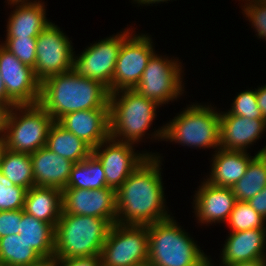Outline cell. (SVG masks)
<instances>
[{"instance_id": "cell-1", "label": "cell", "mask_w": 266, "mask_h": 266, "mask_svg": "<svg viewBox=\"0 0 266 266\" xmlns=\"http://www.w3.org/2000/svg\"><path fill=\"white\" fill-rule=\"evenodd\" d=\"M159 155L149 156L116 191V223L148 226L171 217L166 210Z\"/></svg>"}, {"instance_id": "cell-2", "label": "cell", "mask_w": 266, "mask_h": 266, "mask_svg": "<svg viewBox=\"0 0 266 266\" xmlns=\"http://www.w3.org/2000/svg\"><path fill=\"white\" fill-rule=\"evenodd\" d=\"M109 89L102 83L78 76L70 70L55 74L41 82L39 105L54 121L67 113L109 109Z\"/></svg>"}, {"instance_id": "cell-3", "label": "cell", "mask_w": 266, "mask_h": 266, "mask_svg": "<svg viewBox=\"0 0 266 266\" xmlns=\"http://www.w3.org/2000/svg\"><path fill=\"white\" fill-rule=\"evenodd\" d=\"M155 140L194 148H220V111L211 105H188L170 122L151 134Z\"/></svg>"}, {"instance_id": "cell-4", "label": "cell", "mask_w": 266, "mask_h": 266, "mask_svg": "<svg viewBox=\"0 0 266 266\" xmlns=\"http://www.w3.org/2000/svg\"><path fill=\"white\" fill-rule=\"evenodd\" d=\"M149 266H202L210 257L174 220L148 225Z\"/></svg>"}, {"instance_id": "cell-5", "label": "cell", "mask_w": 266, "mask_h": 266, "mask_svg": "<svg viewBox=\"0 0 266 266\" xmlns=\"http://www.w3.org/2000/svg\"><path fill=\"white\" fill-rule=\"evenodd\" d=\"M112 225L108 219L61 214L55 226L54 257L74 258L100 255Z\"/></svg>"}, {"instance_id": "cell-6", "label": "cell", "mask_w": 266, "mask_h": 266, "mask_svg": "<svg viewBox=\"0 0 266 266\" xmlns=\"http://www.w3.org/2000/svg\"><path fill=\"white\" fill-rule=\"evenodd\" d=\"M159 104L134 89L110 93V137L120 142L138 144L145 137L157 114Z\"/></svg>"}, {"instance_id": "cell-7", "label": "cell", "mask_w": 266, "mask_h": 266, "mask_svg": "<svg viewBox=\"0 0 266 266\" xmlns=\"http://www.w3.org/2000/svg\"><path fill=\"white\" fill-rule=\"evenodd\" d=\"M53 123L52 116L39 104L14 106L4 136L7 149L32 154L43 148Z\"/></svg>"}, {"instance_id": "cell-8", "label": "cell", "mask_w": 266, "mask_h": 266, "mask_svg": "<svg viewBox=\"0 0 266 266\" xmlns=\"http://www.w3.org/2000/svg\"><path fill=\"white\" fill-rule=\"evenodd\" d=\"M149 257L147 225L115 223L102 247V266H145Z\"/></svg>"}, {"instance_id": "cell-9", "label": "cell", "mask_w": 266, "mask_h": 266, "mask_svg": "<svg viewBox=\"0 0 266 266\" xmlns=\"http://www.w3.org/2000/svg\"><path fill=\"white\" fill-rule=\"evenodd\" d=\"M181 62L156 54L149 59L139 84L134 88L140 95L160 106L177 100L184 92ZM183 82V84H182Z\"/></svg>"}, {"instance_id": "cell-10", "label": "cell", "mask_w": 266, "mask_h": 266, "mask_svg": "<svg viewBox=\"0 0 266 266\" xmlns=\"http://www.w3.org/2000/svg\"><path fill=\"white\" fill-rule=\"evenodd\" d=\"M120 32L91 44L80 56L74 52L72 71L78 76L102 83L112 93V79L122 42L134 31L128 28Z\"/></svg>"}, {"instance_id": "cell-11", "label": "cell", "mask_w": 266, "mask_h": 266, "mask_svg": "<svg viewBox=\"0 0 266 266\" xmlns=\"http://www.w3.org/2000/svg\"><path fill=\"white\" fill-rule=\"evenodd\" d=\"M72 41L55 23L45 27L36 39V62L33 69L35 77L44 79L72 70Z\"/></svg>"}, {"instance_id": "cell-12", "label": "cell", "mask_w": 266, "mask_h": 266, "mask_svg": "<svg viewBox=\"0 0 266 266\" xmlns=\"http://www.w3.org/2000/svg\"><path fill=\"white\" fill-rule=\"evenodd\" d=\"M133 33L122 42L112 79V93L134 89L139 84L149 59L155 53L149 35Z\"/></svg>"}, {"instance_id": "cell-13", "label": "cell", "mask_w": 266, "mask_h": 266, "mask_svg": "<svg viewBox=\"0 0 266 266\" xmlns=\"http://www.w3.org/2000/svg\"><path fill=\"white\" fill-rule=\"evenodd\" d=\"M92 153L103 166L107 187L115 191L149 156H156V153L147 151L137 153L134 144L120 142L111 137L92 149Z\"/></svg>"}, {"instance_id": "cell-14", "label": "cell", "mask_w": 266, "mask_h": 266, "mask_svg": "<svg viewBox=\"0 0 266 266\" xmlns=\"http://www.w3.org/2000/svg\"><path fill=\"white\" fill-rule=\"evenodd\" d=\"M0 76L7 95L17 105H34L40 100L41 82L31 67L18 60L0 44Z\"/></svg>"}, {"instance_id": "cell-15", "label": "cell", "mask_w": 266, "mask_h": 266, "mask_svg": "<svg viewBox=\"0 0 266 266\" xmlns=\"http://www.w3.org/2000/svg\"><path fill=\"white\" fill-rule=\"evenodd\" d=\"M108 219L116 223V191L109 187L99 189H63L62 213Z\"/></svg>"}, {"instance_id": "cell-16", "label": "cell", "mask_w": 266, "mask_h": 266, "mask_svg": "<svg viewBox=\"0 0 266 266\" xmlns=\"http://www.w3.org/2000/svg\"><path fill=\"white\" fill-rule=\"evenodd\" d=\"M201 183L193 198L198 222L206 225L225 224L236 202L231 187L213 186L205 179Z\"/></svg>"}, {"instance_id": "cell-17", "label": "cell", "mask_w": 266, "mask_h": 266, "mask_svg": "<svg viewBox=\"0 0 266 266\" xmlns=\"http://www.w3.org/2000/svg\"><path fill=\"white\" fill-rule=\"evenodd\" d=\"M92 149L110 137L109 109H89L65 114L57 121Z\"/></svg>"}, {"instance_id": "cell-18", "label": "cell", "mask_w": 266, "mask_h": 266, "mask_svg": "<svg viewBox=\"0 0 266 266\" xmlns=\"http://www.w3.org/2000/svg\"><path fill=\"white\" fill-rule=\"evenodd\" d=\"M266 131L265 119H249L220 112V148L246 151Z\"/></svg>"}, {"instance_id": "cell-19", "label": "cell", "mask_w": 266, "mask_h": 266, "mask_svg": "<svg viewBox=\"0 0 266 266\" xmlns=\"http://www.w3.org/2000/svg\"><path fill=\"white\" fill-rule=\"evenodd\" d=\"M228 235L219 266L266 259V229L231 232Z\"/></svg>"}, {"instance_id": "cell-20", "label": "cell", "mask_w": 266, "mask_h": 266, "mask_svg": "<svg viewBox=\"0 0 266 266\" xmlns=\"http://www.w3.org/2000/svg\"><path fill=\"white\" fill-rule=\"evenodd\" d=\"M34 186L66 188L74 162L57 155L46 146L30 154Z\"/></svg>"}, {"instance_id": "cell-21", "label": "cell", "mask_w": 266, "mask_h": 266, "mask_svg": "<svg viewBox=\"0 0 266 266\" xmlns=\"http://www.w3.org/2000/svg\"><path fill=\"white\" fill-rule=\"evenodd\" d=\"M11 11L6 27V38L38 37L51 21L46 17L44 2L11 3ZM16 5V6H15Z\"/></svg>"}, {"instance_id": "cell-22", "label": "cell", "mask_w": 266, "mask_h": 266, "mask_svg": "<svg viewBox=\"0 0 266 266\" xmlns=\"http://www.w3.org/2000/svg\"><path fill=\"white\" fill-rule=\"evenodd\" d=\"M211 158V172L205 179L213 186L232 187L245 174L250 161L255 157L246 151L223 150L214 151Z\"/></svg>"}, {"instance_id": "cell-23", "label": "cell", "mask_w": 266, "mask_h": 266, "mask_svg": "<svg viewBox=\"0 0 266 266\" xmlns=\"http://www.w3.org/2000/svg\"><path fill=\"white\" fill-rule=\"evenodd\" d=\"M23 210L55 228L62 213V190L54 187H31L27 190Z\"/></svg>"}, {"instance_id": "cell-24", "label": "cell", "mask_w": 266, "mask_h": 266, "mask_svg": "<svg viewBox=\"0 0 266 266\" xmlns=\"http://www.w3.org/2000/svg\"><path fill=\"white\" fill-rule=\"evenodd\" d=\"M46 147L74 163L82 162L92 153V148L87 143L57 121H54L49 130Z\"/></svg>"}, {"instance_id": "cell-25", "label": "cell", "mask_w": 266, "mask_h": 266, "mask_svg": "<svg viewBox=\"0 0 266 266\" xmlns=\"http://www.w3.org/2000/svg\"><path fill=\"white\" fill-rule=\"evenodd\" d=\"M19 236L41 257L54 256L55 228L22 209Z\"/></svg>"}, {"instance_id": "cell-26", "label": "cell", "mask_w": 266, "mask_h": 266, "mask_svg": "<svg viewBox=\"0 0 266 266\" xmlns=\"http://www.w3.org/2000/svg\"><path fill=\"white\" fill-rule=\"evenodd\" d=\"M107 187L105 172L99 159L91 153L82 162L72 167L69 181L65 189H99Z\"/></svg>"}, {"instance_id": "cell-27", "label": "cell", "mask_w": 266, "mask_h": 266, "mask_svg": "<svg viewBox=\"0 0 266 266\" xmlns=\"http://www.w3.org/2000/svg\"><path fill=\"white\" fill-rule=\"evenodd\" d=\"M3 180L27 190L34 186L31 156L28 153L6 150L1 167Z\"/></svg>"}, {"instance_id": "cell-28", "label": "cell", "mask_w": 266, "mask_h": 266, "mask_svg": "<svg viewBox=\"0 0 266 266\" xmlns=\"http://www.w3.org/2000/svg\"><path fill=\"white\" fill-rule=\"evenodd\" d=\"M266 187V155L258 154L250 161L243 177L231 189L236 200L249 201Z\"/></svg>"}, {"instance_id": "cell-29", "label": "cell", "mask_w": 266, "mask_h": 266, "mask_svg": "<svg viewBox=\"0 0 266 266\" xmlns=\"http://www.w3.org/2000/svg\"><path fill=\"white\" fill-rule=\"evenodd\" d=\"M41 256L19 234L0 238V261L6 266H26Z\"/></svg>"}, {"instance_id": "cell-30", "label": "cell", "mask_w": 266, "mask_h": 266, "mask_svg": "<svg viewBox=\"0 0 266 266\" xmlns=\"http://www.w3.org/2000/svg\"><path fill=\"white\" fill-rule=\"evenodd\" d=\"M265 221L248 202L236 200L226 223L230 228V232H240L252 229H266Z\"/></svg>"}, {"instance_id": "cell-31", "label": "cell", "mask_w": 266, "mask_h": 266, "mask_svg": "<svg viewBox=\"0 0 266 266\" xmlns=\"http://www.w3.org/2000/svg\"><path fill=\"white\" fill-rule=\"evenodd\" d=\"M36 39L31 38H6L1 45L11 52L18 60L34 69L36 62Z\"/></svg>"}, {"instance_id": "cell-32", "label": "cell", "mask_w": 266, "mask_h": 266, "mask_svg": "<svg viewBox=\"0 0 266 266\" xmlns=\"http://www.w3.org/2000/svg\"><path fill=\"white\" fill-rule=\"evenodd\" d=\"M229 109L228 112L231 115L242 116L249 119H264L263 114L258 107L256 88L255 90L249 89L238 93Z\"/></svg>"}, {"instance_id": "cell-33", "label": "cell", "mask_w": 266, "mask_h": 266, "mask_svg": "<svg viewBox=\"0 0 266 266\" xmlns=\"http://www.w3.org/2000/svg\"><path fill=\"white\" fill-rule=\"evenodd\" d=\"M26 193V188L4 181L0 169V211L23 209Z\"/></svg>"}, {"instance_id": "cell-34", "label": "cell", "mask_w": 266, "mask_h": 266, "mask_svg": "<svg viewBox=\"0 0 266 266\" xmlns=\"http://www.w3.org/2000/svg\"><path fill=\"white\" fill-rule=\"evenodd\" d=\"M242 10L252 23L257 37L266 41V2H246Z\"/></svg>"}, {"instance_id": "cell-35", "label": "cell", "mask_w": 266, "mask_h": 266, "mask_svg": "<svg viewBox=\"0 0 266 266\" xmlns=\"http://www.w3.org/2000/svg\"><path fill=\"white\" fill-rule=\"evenodd\" d=\"M22 218V209L0 211V238L19 234V228Z\"/></svg>"}, {"instance_id": "cell-36", "label": "cell", "mask_w": 266, "mask_h": 266, "mask_svg": "<svg viewBox=\"0 0 266 266\" xmlns=\"http://www.w3.org/2000/svg\"><path fill=\"white\" fill-rule=\"evenodd\" d=\"M56 266H102L100 255L74 258H55Z\"/></svg>"}, {"instance_id": "cell-37", "label": "cell", "mask_w": 266, "mask_h": 266, "mask_svg": "<svg viewBox=\"0 0 266 266\" xmlns=\"http://www.w3.org/2000/svg\"><path fill=\"white\" fill-rule=\"evenodd\" d=\"M247 202L266 220V187Z\"/></svg>"}, {"instance_id": "cell-38", "label": "cell", "mask_w": 266, "mask_h": 266, "mask_svg": "<svg viewBox=\"0 0 266 266\" xmlns=\"http://www.w3.org/2000/svg\"><path fill=\"white\" fill-rule=\"evenodd\" d=\"M11 108L4 104H0V139L4 138L7 127V120Z\"/></svg>"}, {"instance_id": "cell-39", "label": "cell", "mask_w": 266, "mask_h": 266, "mask_svg": "<svg viewBox=\"0 0 266 266\" xmlns=\"http://www.w3.org/2000/svg\"><path fill=\"white\" fill-rule=\"evenodd\" d=\"M258 107L266 120V84L256 89Z\"/></svg>"}, {"instance_id": "cell-40", "label": "cell", "mask_w": 266, "mask_h": 266, "mask_svg": "<svg viewBox=\"0 0 266 266\" xmlns=\"http://www.w3.org/2000/svg\"><path fill=\"white\" fill-rule=\"evenodd\" d=\"M0 104H4L13 108L17 104L7 95L6 87L2 77L0 76Z\"/></svg>"}, {"instance_id": "cell-41", "label": "cell", "mask_w": 266, "mask_h": 266, "mask_svg": "<svg viewBox=\"0 0 266 266\" xmlns=\"http://www.w3.org/2000/svg\"><path fill=\"white\" fill-rule=\"evenodd\" d=\"M26 266H56L55 257H41L38 261L33 262Z\"/></svg>"}, {"instance_id": "cell-42", "label": "cell", "mask_w": 266, "mask_h": 266, "mask_svg": "<svg viewBox=\"0 0 266 266\" xmlns=\"http://www.w3.org/2000/svg\"><path fill=\"white\" fill-rule=\"evenodd\" d=\"M222 266H266V259H257L254 261L238 262L231 265Z\"/></svg>"}, {"instance_id": "cell-43", "label": "cell", "mask_w": 266, "mask_h": 266, "mask_svg": "<svg viewBox=\"0 0 266 266\" xmlns=\"http://www.w3.org/2000/svg\"><path fill=\"white\" fill-rule=\"evenodd\" d=\"M167 1H170V0H133V2L135 3V2H137L138 4H140V5H147V6H149L150 4H158V3H160V2H167Z\"/></svg>"}, {"instance_id": "cell-44", "label": "cell", "mask_w": 266, "mask_h": 266, "mask_svg": "<svg viewBox=\"0 0 266 266\" xmlns=\"http://www.w3.org/2000/svg\"><path fill=\"white\" fill-rule=\"evenodd\" d=\"M7 147H6V143L4 138L0 139V167H1V163H2V159L4 156V153L6 152Z\"/></svg>"}, {"instance_id": "cell-45", "label": "cell", "mask_w": 266, "mask_h": 266, "mask_svg": "<svg viewBox=\"0 0 266 266\" xmlns=\"http://www.w3.org/2000/svg\"><path fill=\"white\" fill-rule=\"evenodd\" d=\"M29 3V2H42V0L41 1H37V0H34V1H30V0H7V3L8 4H11V3Z\"/></svg>"}, {"instance_id": "cell-46", "label": "cell", "mask_w": 266, "mask_h": 266, "mask_svg": "<svg viewBox=\"0 0 266 266\" xmlns=\"http://www.w3.org/2000/svg\"><path fill=\"white\" fill-rule=\"evenodd\" d=\"M202 266H215L214 263H212L211 258H209Z\"/></svg>"}, {"instance_id": "cell-47", "label": "cell", "mask_w": 266, "mask_h": 266, "mask_svg": "<svg viewBox=\"0 0 266 266\" xmlns=\"http://www.w3.org/2000/svg\"><path fill=\"white\" fill-rule=\"evenodd\" d=\"M265 154L266 155V146L264 148H262L261 150H259L257 153H255L256 155L258 154Z\"/></svg>"}, {"instance_id": "cell-48", "label": "cell", "mask_w": 266, "mask_h": 266, "mask_svg": "<svg viewBox=\"0 0 266 266\" xmlns=\"http://www.w3.org/2000/svg\"><path fill=\"white\" fill-rule=\"evenodd\" d=\"M245 2H266V0H245Z\"/></svg>"}, {"instance_id": "cell-49", "label": "cell", "mask_w": 266, "mask_h": 266, "mask_svg": "<svg viewBox=\"0 0 266 266\" xmlns=\"http://www.w3.org/2000/svg\"><path fill=\"white\" fill-rule=\"evenodd\" d=\"M0 266H6V265H4V264L0 261Z\"/></svg>"}]
</instances>
